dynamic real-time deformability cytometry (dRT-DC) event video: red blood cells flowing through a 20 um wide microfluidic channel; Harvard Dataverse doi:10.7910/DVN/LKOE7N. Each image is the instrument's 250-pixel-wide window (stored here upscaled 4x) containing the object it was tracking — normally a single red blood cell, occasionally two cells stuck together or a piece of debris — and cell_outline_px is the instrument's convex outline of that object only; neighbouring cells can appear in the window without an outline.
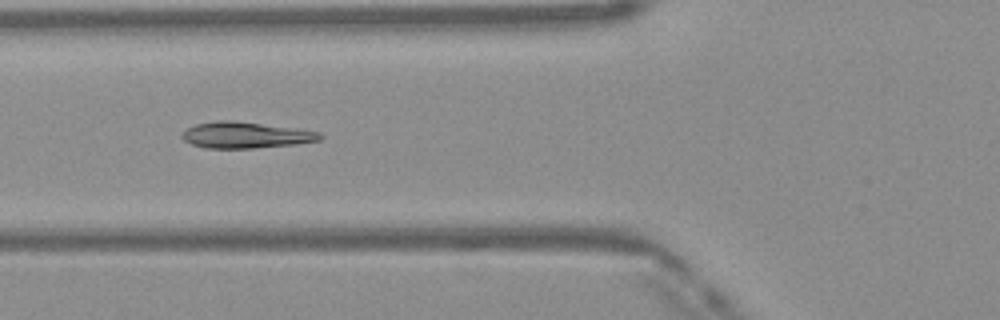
{"species": "Egyptian fruit bat (a non-hibernating species)", "species_latin": "Rousettus aegyptiacus", "temperature_condition": "warm", "stored_images_in_passage": 35, "camera_frame_rate_fps": 3000, "um_per_image_px": 0.085, "frame": {"image": 1, "passage_image": 5, "time_ms": 1.333, "image_size_px": [1000, 320], "cell_outline_px": [[324, 136], [320, 140], [296, 144], [252, 148], [208, 148], [192, 144], [184, 140], [180, 136], [188, 128], [196, 124], [216, 120], [232, 120], [320, 132]], "centroid_in_image_um": [20.86, 11.48], "position_along_channel_um": 104.9, "area_um2": 20.75}}
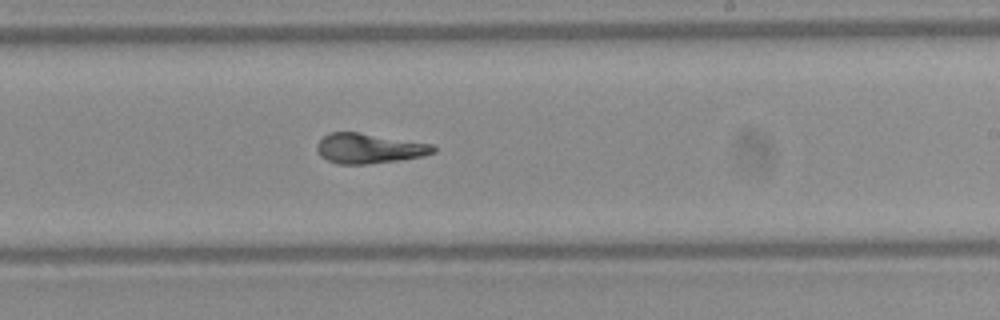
{"frame": {"image": 2, "passage_image": 16, "time_ms": 5.0, "image_size_px": [1000, 320], "cell_outline_px": [[436, 152], [420, 156], [400, 160], [368, 164], [336, 164], [320, 156], [316, 148], [316, 144], [328, 132], [356, 132], [432, 144], [436, 148]], "centroid_in_image_um": [31.33, 12.62], "position_along_channel_um": 257.7, "area_um2": 20.23}}
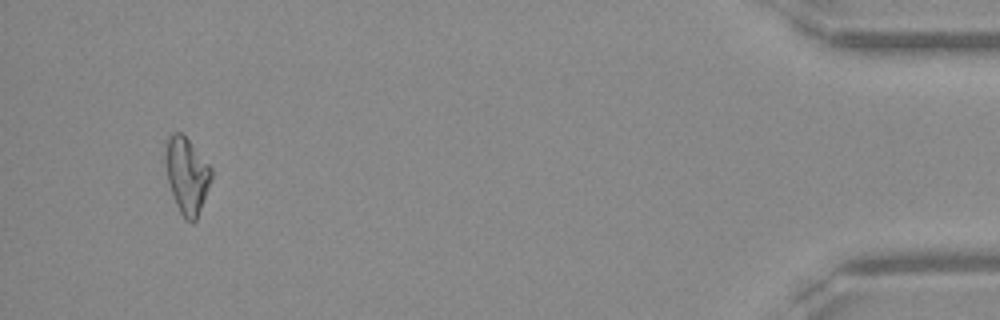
{"frame": {"image": 3, "passage_image": 33, "time_ms": 10.667, "image_size_px": [1000, 320], "cell_outline_px": [[212, 180], [196, 220], [192, 224], [184, 220], [176, 204], [168, 180], [164, 160], [164, 152], [168, 140], [172, 132], [180, 132], [188, 140], [212, 168]], "centroid_in_image_um": [15.88, 14.94], "position_along_channel_um": 419.3, "area_um2": 20.29}, "authors_computed_cell_mechanics": {"area_um2": 20.3456, "velocity_mm_per_s": 4.1605, "shape_relaxation_time_tau1_ms": 8.3331, "shape_relaxation_time_tau2_ms": 1.2126, "deformation_change_tau1": 0.2885, "deformation_change_tau2": 0.0714}}